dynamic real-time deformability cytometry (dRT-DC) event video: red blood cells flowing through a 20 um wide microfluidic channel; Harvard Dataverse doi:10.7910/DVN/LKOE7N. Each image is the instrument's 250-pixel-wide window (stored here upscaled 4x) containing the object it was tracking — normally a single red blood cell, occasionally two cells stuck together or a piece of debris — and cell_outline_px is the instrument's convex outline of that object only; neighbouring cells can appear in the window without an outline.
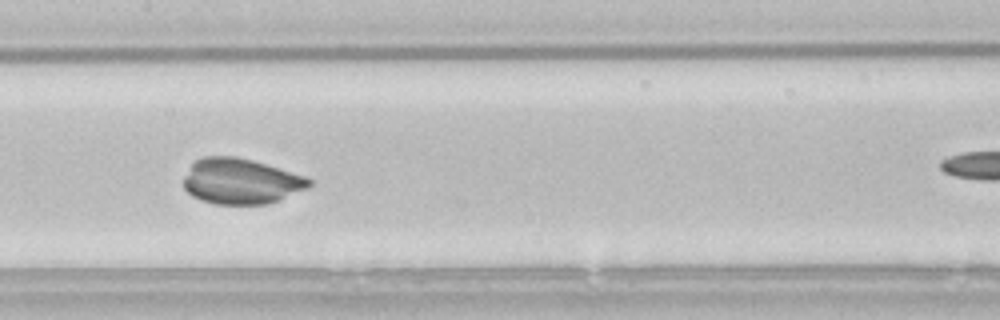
{"species": "common noctule bat (a hibernating species)", "species_latin": "Nyctalus noctula", "temperature_condition": "room temperature", "stored_images_in_passage": 38, "camera_frame_rate_fps": 3000, "um_per_image_px": 0.085, "animal": {"sex": "male", "body_mass_g": 21.5, "forearm_length_mm": 52.0}, "frame": {"image": 1, "passage_image": 21, "time_ms": 6.667, "image_size_px": [1000, 320], "cell_outline_px": [[312, 184], [308, 188], [280, 200], [268, 204], [216, 204], [200, 200], [192, 196], [184, 188], [184, 176], [192, 164], [196, 160], [204, 156], [236, 156], [252, 160], [304, 176], [312, 180]], "centroid_in_image_um": [20.47, 15.41], "position_along_channel_um": 186.9, "area_um2": 33.29}}
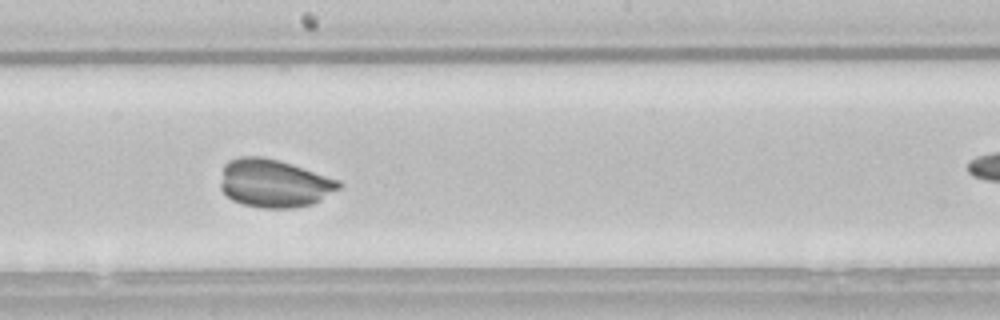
{"frame": {"image": 2, "passage_image": 24, "time_ms": 7.667, "image_size_px": [1000, 320], "cell_outline_px": [[344, 184], [340, 188], [320, 200], [312, 204], [292, 208], [260, 208], [244, 204], [232, 200], [220, 188], [220, 184], [224, 164], [228, 160], [240, 156], [264, 156], [280, 160], [340, 180]], "centroid_in_image_um": [23.3, 15.57], "position_along_channel_um": 224.9, "area_um2": 33.41}}